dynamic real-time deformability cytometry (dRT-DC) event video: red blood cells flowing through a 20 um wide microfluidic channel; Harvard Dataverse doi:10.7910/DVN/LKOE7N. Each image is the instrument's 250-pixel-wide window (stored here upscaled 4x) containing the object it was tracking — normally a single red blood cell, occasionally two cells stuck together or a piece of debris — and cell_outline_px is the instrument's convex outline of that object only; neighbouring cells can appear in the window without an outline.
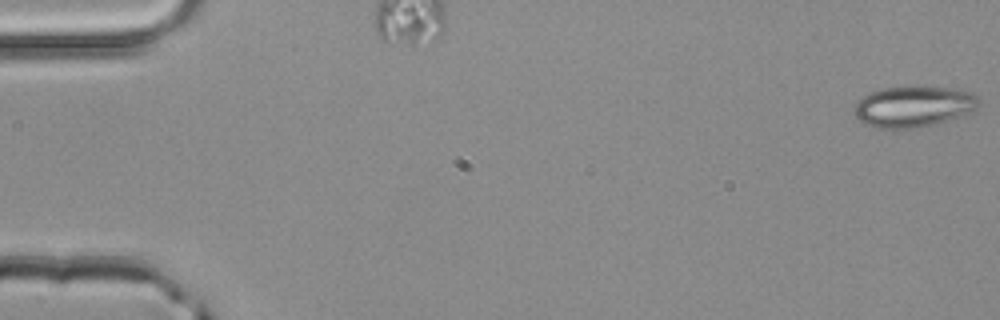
{"species": "common noctule bat (a hibernating species)", "species_latin": "Nyctalus noctula", "temperature_condition": "room temperature", "stored_images_in_passage": 5, "camera_frame_rate_fps": 3000, "um_per_image_px": 0.085, "animal": {"sex": "male", "body_mass_g": 20.4}, "frame": {"image": 1, "passage_image": 1, "time_ms": 0.0, "image_size_px": [1000, 320], "cell_outline_px": [[980, 104], [972, 112], [964, 116], [936, 124], [916, 128], [876, 128], [864, 124], [852, 112], [856, 100], [868, 92], [880, 88], [904, 84], [920, 84], [952, 88], [972, 92], [980, 96]], "centroid_in_image_um": [77.66, 9.0], "position_along_channel_um": 7.3, "area_um2": 31.33}}